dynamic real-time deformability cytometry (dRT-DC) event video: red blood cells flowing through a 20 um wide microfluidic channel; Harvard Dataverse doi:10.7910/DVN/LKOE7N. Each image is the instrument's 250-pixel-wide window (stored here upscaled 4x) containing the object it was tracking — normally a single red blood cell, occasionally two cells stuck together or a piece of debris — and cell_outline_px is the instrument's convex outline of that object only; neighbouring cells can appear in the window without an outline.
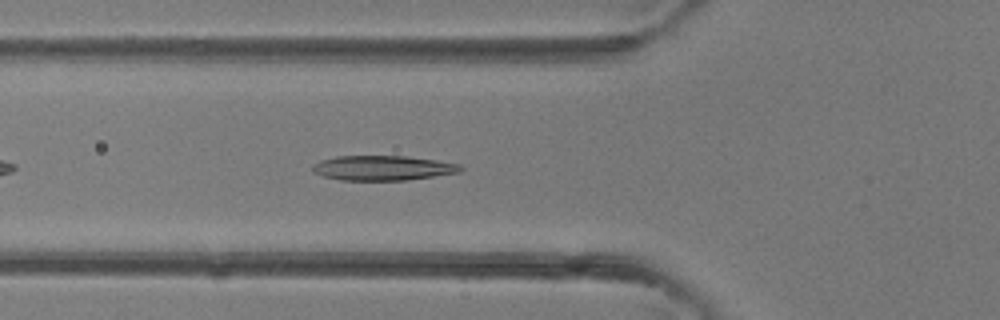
{"species": "common noctule bat (a hibernating species)", "species_latin": "Nyctalus noctula", "temperature_condition": "room temperature", "stored_images_in_passage": 31, "camera_frame_rate_fps": 3000, "um_per_image_px": 0.085, "animal": {"sex": "female"}, "frame": {"image": 1, "passage_image": 5, "time_ms": 1.333, "image_size_px": [1000, 320], "cell_outline_px": [[464, 168], [460, 172], [408, 180], [340, 180], [324, 176], [312, 172], [312, 164], [320, 160], [336, 156], [408, 156], [436, 160], [460, 164]], "centroid_in_image_um": [32.53, 14.27], "position_along_channel_um": 93.3, "area_um2": 21.5}}
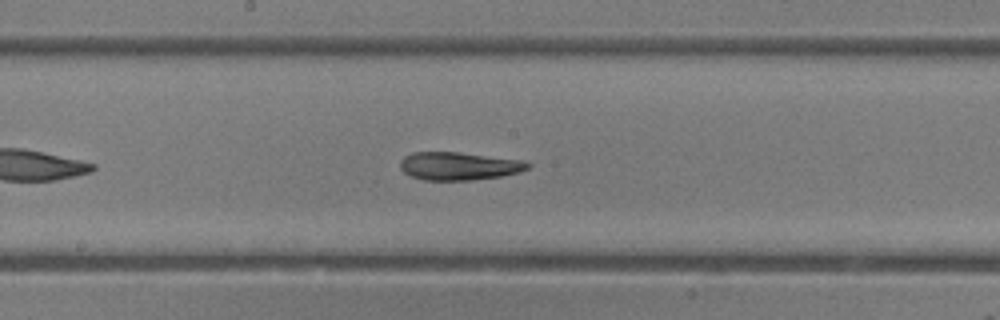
{"frame": {"image": 2, "passage_image": 12, "time_ms": 3.667, "image_size_px": [1000, 320], "cell_outline_px": [[532, 164], [528, 168], [520, 172], [500, 176], [472, 180], [424, 180], [412, 176], [404, 172], [400, 168], [400, 160], [404, 156], [412, 152], [456, 152], [524, 160]], "centroid_in_image_um": [39.0, 14.11], "position_along_channel_um": 209.2, "area_um2": 20.81}}
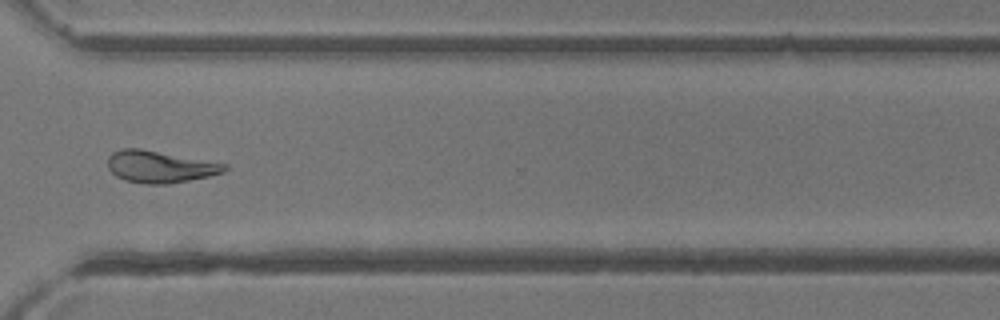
{"frame": {"image": 3, "passage_image": 21, "time_ms": 6.667, "image_size_px": [1000, 320], "cell_outline_px": [[228, 168], [224, 172], [208, 176], [168, 184], [144, 184], [124, 180], [116, 176], [108, 168], [108, 156], [112, 152], [120, 148], [140, 148], [228, 164]], "centroid_in_image_um": [13.56, 14.16], "position_along_channel_um": 357.0, "area_um2": 21.79}}